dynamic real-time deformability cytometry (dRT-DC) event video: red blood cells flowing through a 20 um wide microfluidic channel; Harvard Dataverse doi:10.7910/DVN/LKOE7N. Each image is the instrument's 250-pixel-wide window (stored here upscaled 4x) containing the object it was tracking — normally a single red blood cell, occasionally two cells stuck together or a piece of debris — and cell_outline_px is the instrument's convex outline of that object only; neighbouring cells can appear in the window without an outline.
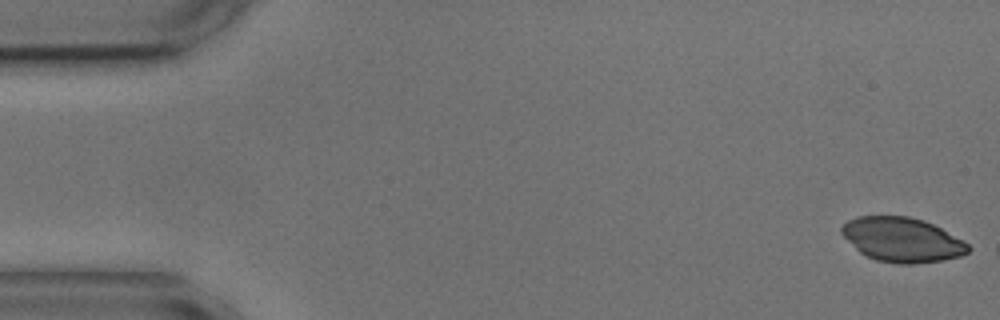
{"species": "common noctule bat (a hibernating species)", "species_latin": "Nyctalus noctula", "temperature_condition": "cold", "stored_images_in_passage": 2, "camera_frame_rate_fps": 3000, "um_per_image_px": 0.085, "animal": {"sex": "male", "body_mass_g": 17.9, "forearm_length_mm": 54.2}, "frame": {"image": 1, "passage_image": 1, "time_ms": 0.0, "image_size_px": [1000, 320], "cell_outline_px": [[972, 248], [968, 252], [960, 256], [940, 260], [912, 264], [896, 264], [876, 260], [860, 252], [840, 232], [840, 228], [848, 220], [860, 216], [908, 216], [924, 220], [964, 240]], "centroid_in_image_um": [76.69, 20.37], "position_along_channel_um": 8.3, "area_um2": 32.6}}